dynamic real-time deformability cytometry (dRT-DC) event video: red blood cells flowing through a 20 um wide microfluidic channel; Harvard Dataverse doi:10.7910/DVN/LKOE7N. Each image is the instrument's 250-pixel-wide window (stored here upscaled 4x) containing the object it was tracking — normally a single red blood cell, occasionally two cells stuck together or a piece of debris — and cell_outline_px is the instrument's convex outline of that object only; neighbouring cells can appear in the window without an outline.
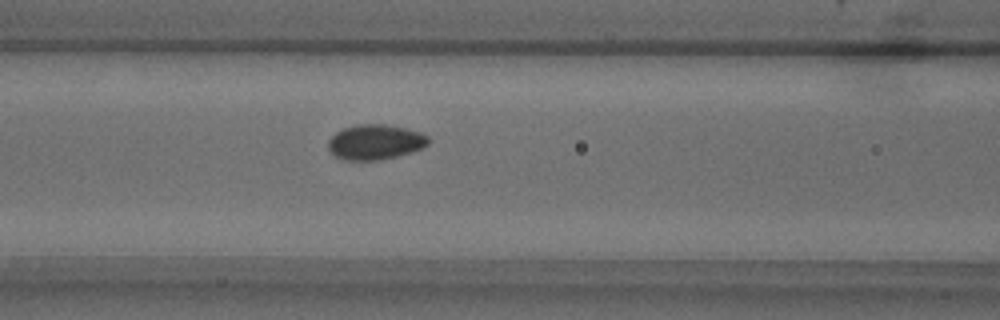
{"species": "common noctule bat (a hibernating species)", "species_latin": "Nyctalus noctula", "temperature_condition": "warm", "stored_images_in_passage": 43, "camera_frame_rate_fps": 3000, "um_per_image_px": 0.085, "animal": {"sex": "male", "body_mass_g": 18.8}, "frame": {"image": 1, "passage_image": 12, "time_ms": 3.667, "image_size_px": [1000, 320], "cell_outline_px": [[428, 144], [412, 152], [380, 160], [344, 160], [336, 156], [328, 148], [328, 140], [336, 132], [344, 128], [356, 124], [384, 124], [404, 128], [420, 132], [428, 136]], "centroid_in_image_um": [31.88, 12.07], "position_along_channel_um": 134.7, "area_um2": 20.35}}
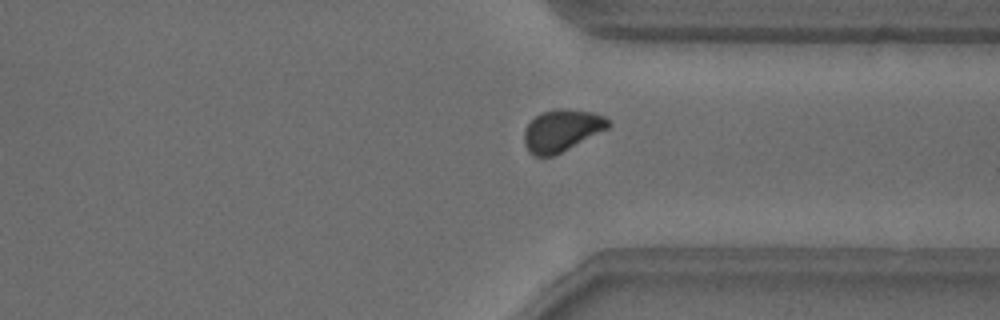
{"frame": {"image": 2, "passage_image": 30, "time_ms": 9.667, "image_size_px": [1000, 320], "cell_outline_px": [[612, 124], [608, 128], [552, 156], [532, 156], [528, 152], [524, 144], [524, 132], [528, 124], [540, 112], [556, 108], [564, 108], [592, 112], [604, 116], [612, 120]], "centroid_in_image_um": [47.74, 11.07], "position_along_channel_um": 363.7, "area_um2": 20.52}}
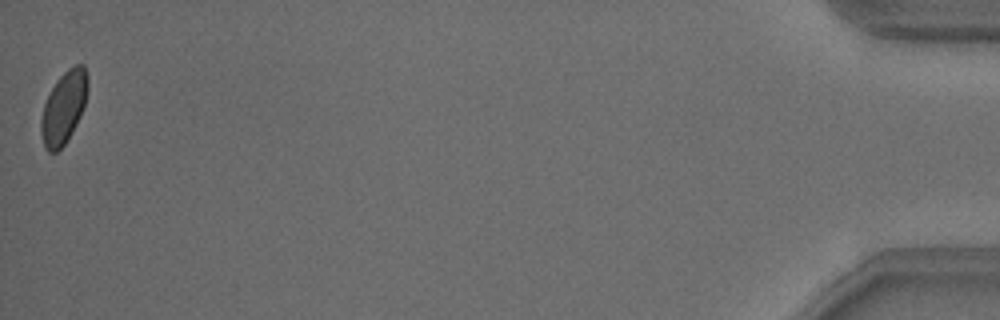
{"frame": {"image": 3, "passage_image": 43, "time_ms": 14.0, "image_size_px": [1000, 320], "cell_outline_px": [[88, 88], [84, 104], [80, 116], [64, 144], [56, 152], [48, 152], [44, 148], [40, 132], [40, 120], [44, 104], [56, 80], [68, 68], [76, 64], [84, 64], [88, 76]], "centroid_in_image_um": [5.4, 9.11], "position_along_channel_um": 429.8, "area_um2": 19.54}, "authors_computed_cell_mechanics": {"area_um2": 20.1722, "velocity_mm_per_s": 3.8262, "shape_relaxation_time_tau1_ms": 3.2935, "shape_relaxation_time_tau2_ms": 1.0131, "deformation_change_tau1": 0.0741, "deformation_change_tau2": 0.0478}}